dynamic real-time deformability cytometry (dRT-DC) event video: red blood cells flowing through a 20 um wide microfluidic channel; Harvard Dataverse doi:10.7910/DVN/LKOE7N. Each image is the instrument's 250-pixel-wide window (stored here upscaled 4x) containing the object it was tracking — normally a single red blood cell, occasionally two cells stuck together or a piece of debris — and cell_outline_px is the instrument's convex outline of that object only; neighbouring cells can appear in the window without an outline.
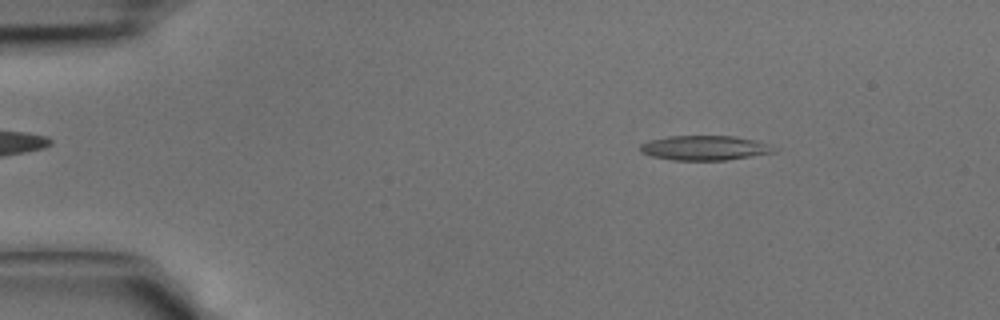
{"species": "common noctule bat (a hibernating species)", "species_latin": "Nyctalus noctula", "temperature_condition": "cold", "stored_images_in_passage": 41, "camera_frame_rate_fps": 3000, "um_per_image_px": 0.085, "animal": {"sex": "male", "body_mass_g": 15.6}, "frame": {"image": 1, "passage_image": 6, "time_ms": 1.667, "image_size_px": [1000, 320], "cell_outline_px": [[780, 148], [776, 152], [724, 160], [672, 160], [652, 156], [640, 152], [640, 144], [648, 140], [668, 136], [736, 136], [756, 140], [772, 144]], "centroid_in_image_um": [59.94, 12.56], "position_along_channel_um": 25.1, "area_um2": 19.48}}
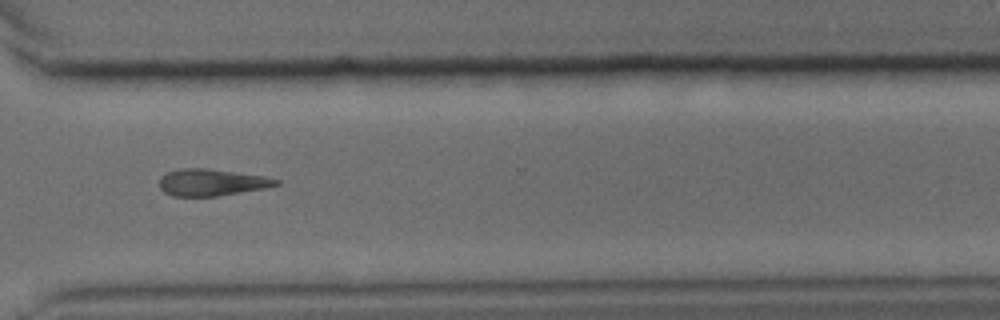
{"frame": {"image": 2, "passage_image": 31, "time_ms": 10.0, "image_size_px": [1000, 320], "cell_outline_px": [[280, 184], [264, 188], [216, 196], [172, 196], [164, 192], [160, 188], [160, 176], [168, 172], [180, 168], [208, 168], [264, 176], [280, 180]], "centroid_in_image_um": [17.96, 15.49], "position_along_channel_um": 352.6, "area_um2": 18.15}}
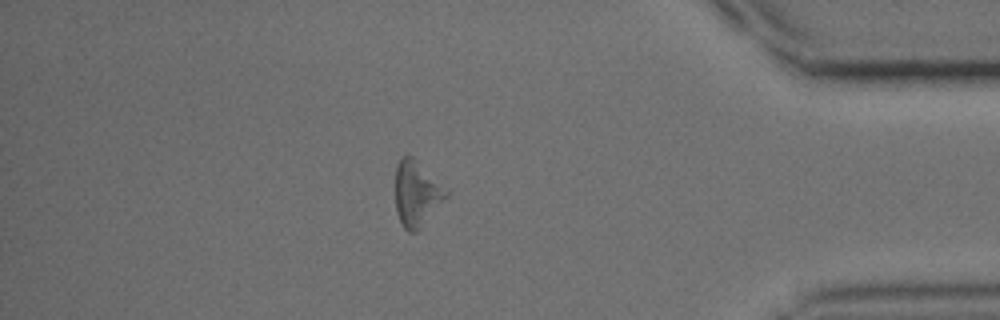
{"frame": {"image": 3, "passage_image": 36, "time_ms": 11.667, "image_size_px": [1000, 320], "cell_outline_px": [[448, 196], [420, 228], [416, 232], [408, 232], [404, 228], [396, 212], [396, 164], [404, 156], [412, 156], [448, 188]], "centroid_in_image_um": [35.43, 16.45], "position_along_channel_um": 399.8, "area_um2": 19.31}}